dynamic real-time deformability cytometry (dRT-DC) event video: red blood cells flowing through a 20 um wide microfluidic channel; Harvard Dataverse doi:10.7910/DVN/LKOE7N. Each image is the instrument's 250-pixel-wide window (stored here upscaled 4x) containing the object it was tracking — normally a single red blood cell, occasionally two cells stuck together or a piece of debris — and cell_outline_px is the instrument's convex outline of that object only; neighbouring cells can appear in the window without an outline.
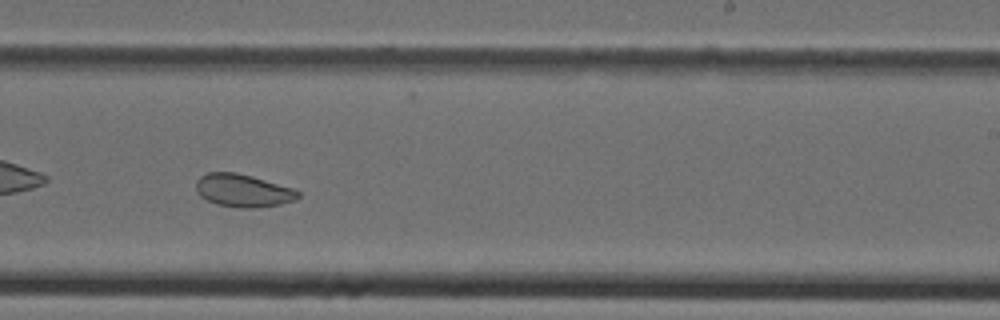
{"species": "Egyptian fruit bat (a non-hibernating species)", "species_latin": "Rousettus aegyptiacus", "temperature_condition": "cold", "stored_images_in_passage": 44, "camera_frame_rate_fps": 3000, "um_per_image_px": 0.085, "animal": {"sex": "female"}, "frame": {"image": 1, "passage_image": 26, "time_ms": 8.333, "image_size_px": [1000, 320], "cell_outline_px": [[300, 196], [296, 200], [280, 204], [252, 208], [240, 208], [216, 204], [200, 196], [196, 188], [196, 180], [200, 176], [208, 172], [236, 172], [252, 176], [292, 188], [300, 192]], "centroid_in_image_um": [20.65, 16.19], "position_along_channel_um": 268.4, "area_um2": 19.48}}